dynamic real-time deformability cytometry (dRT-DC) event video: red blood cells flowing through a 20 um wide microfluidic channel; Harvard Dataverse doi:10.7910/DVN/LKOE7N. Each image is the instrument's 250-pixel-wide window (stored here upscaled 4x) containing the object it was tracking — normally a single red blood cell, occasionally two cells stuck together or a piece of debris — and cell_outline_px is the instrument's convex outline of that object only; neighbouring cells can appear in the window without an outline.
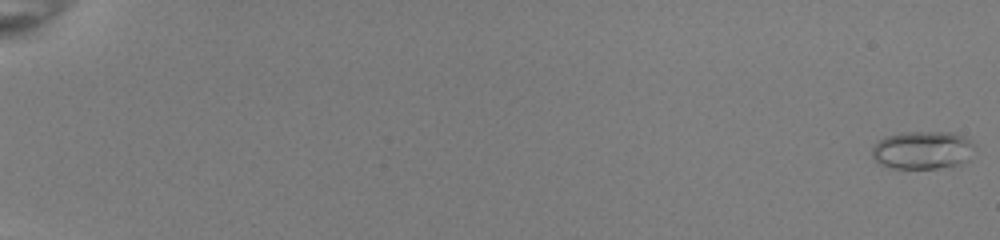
{"species": "common noctule bat (a hibernating species)", "species_latin": "Nyctalus noctula", "temperature_condition": "room temperature", "stored_images_in_passage": 54, "camera_frame_rate_fps": 3000, "um_per_image_px": 0.085, "animal": {"sex": "female", "body_mass_g": 22.0, "forearm_length_mm": 56.7}, "frame": {"image": 1, "passage_image": 1, "time_ms": 0.0, "image_size_px": [1000, 240], "cell_outline_px": [[976, 144], [968, 160], [960, 164], [936, 168], [892, 168], [880, 164], [872, 156], [872, 148], [884, 136], [904, 132], [952, 132], [964, 136]], "centroid_in_image_um": [78.44, 12.75], "position_along_channel_um": 6.6, "area_um2": 22.77}}
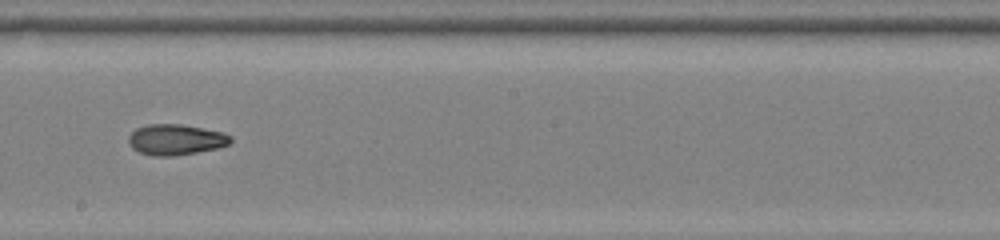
{"frame": {"image": 2, "passage_image": 34, "time_ms": 11.0, "image_size_px": [1000, 240], "cell_outline_px": [[232, 140], [228, 144], [216, 148], [196, 152], [172, 156], [152, 156], [140, 152], [132, 148], [128, 144], [128, 136], [136, 128], [148, 124], [180, 124], [224, 132], [232, 136]], "centroid_in_image_um": [14.91, 11.86], "position_along_channel_um": 233.3, "area_um2": 18.26}}
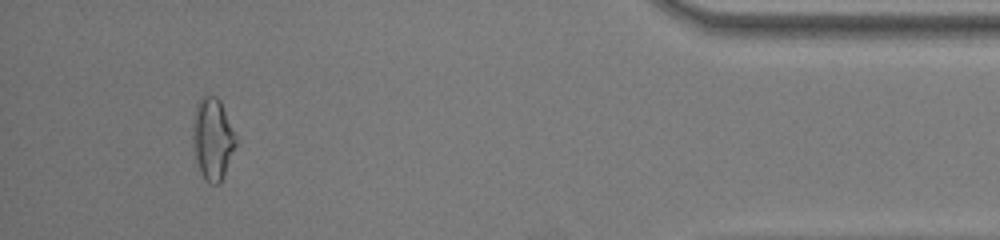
{"frame": {"image": 3, "passage_image": 51, "time_ms": 16.667, "image_size_px": [1000, 240], "cell_outline_px": [[236, 144], [220, 184], [212, 184], [200, 172], [192, 148], [192, 132], [196, 104], [204, 96], [216, 96], [220, 100], [236, 136]], "centroid_in_image_um": [18.05, 11.8], "position_along_channel_um": 417.1, "area_um2": 20.29}, "authors_computed_cell_mechanics": {"area_um2": 18.785, "velocity_mm_per_s": 4.0325, "shape_relaxation_time_tau1_ms": null, "shape_relaxation_time_tau2_ms": 3.2235, "deformation_change_tau1": null, "deformation_change_tau2": 0.095}}